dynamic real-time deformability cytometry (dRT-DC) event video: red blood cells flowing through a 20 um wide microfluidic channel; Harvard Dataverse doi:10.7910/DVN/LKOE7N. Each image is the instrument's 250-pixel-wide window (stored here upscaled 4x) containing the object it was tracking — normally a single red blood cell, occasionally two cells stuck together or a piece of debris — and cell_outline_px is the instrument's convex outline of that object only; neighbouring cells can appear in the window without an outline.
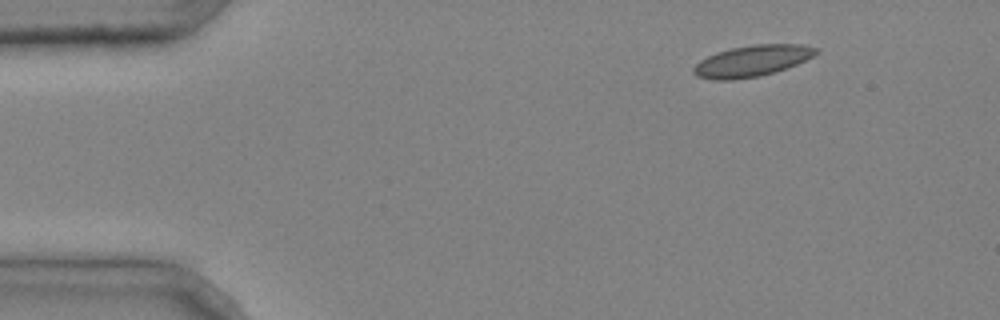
{"species": "common noctule bat (a hibernating species)", "species_latin": "Nyctalus noctula", "temperature_condition": "cold", "stored_images_in_passage": 2, "camera_frame_rate_fps": 3000, "um_per_image_px": 0.085, "animal": {"sex": "male", "body_mass_g": 20.4}, "frame": {"image": 1, "passage_image": 1, "time_ms": 0.0, "image_size_px": [1000, 320], "cell_outline_px": [[820, 52], [796, 64], [760, 76], [732, 80], [712, 80], [696, 76], [692, 72], [692, 68], [700, 60], [716, 52], [732, 48], [752, 44], [800, 44], [820, 48]], "centroid_in_image_um": [63.9, 5.17], "position_along_channel_um": 21.1, "area_um2": 22.25}}